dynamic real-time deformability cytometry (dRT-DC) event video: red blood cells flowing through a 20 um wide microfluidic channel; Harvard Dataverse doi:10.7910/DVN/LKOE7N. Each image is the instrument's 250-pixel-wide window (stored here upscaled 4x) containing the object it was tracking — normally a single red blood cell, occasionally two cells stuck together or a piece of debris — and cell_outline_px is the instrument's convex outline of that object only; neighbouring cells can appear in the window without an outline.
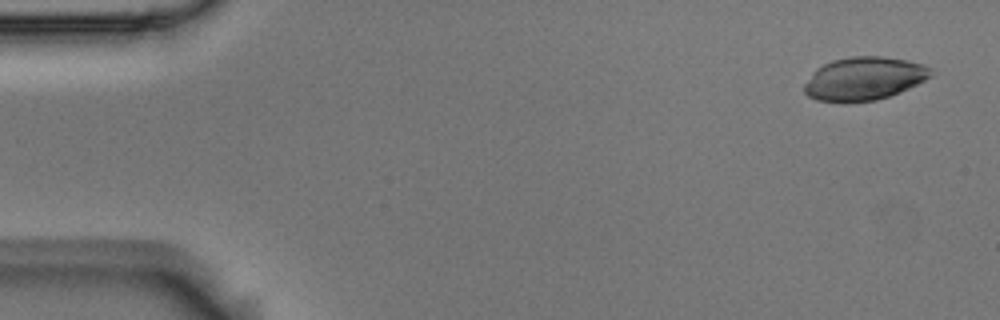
{"species": "Egyptian fruit bat (a non-hibernating species)", "species_latin": "Rousettus aegyptiacus", "temperature_condition": "room temperature", "stored_images_in_passage": 48, "camera_frame_rate_fps": 3000, "um_per_image_px": 0.085, "animal": {"sex": "male"}, "frame": {"image": 1, "passage_image": 1, "time_ms": 0.0, "image_size_px": [1000, 320], "cell_outline_px": [[932, 76], [900, 92], [876, 100], [816, 100], [808, 96], [804, 92], [804, 84], [812, 72], [816, 68], [832, 60], [852, 56], [880, 56], [904, 60], [924, 64], [932, 68]], "centroid_in_image_um": [73.45, 6.65], "position_along_channel_um": 11.6, "area_um2": 31.33}}
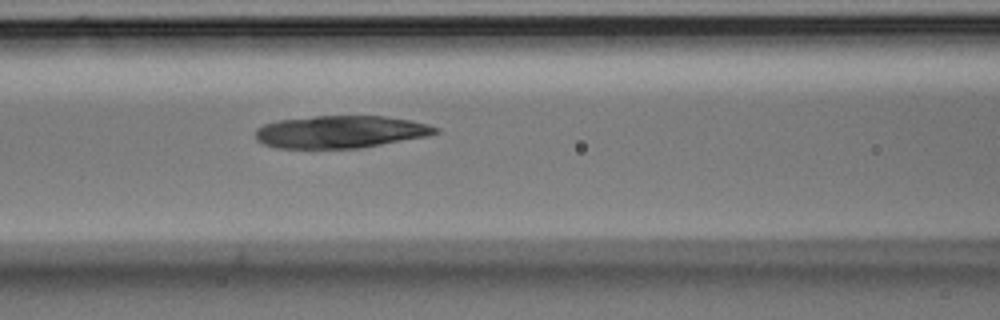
{"frame": {"image": 2, "passage_image": 21, "time_ms": 6.667, "image_size_px": [1000, 320], "cell_outline_px": [[440, 132], [428, 136], [356, 148], [276, 148], [264, 144], [256, 140], [256, 128], [264, 124], [280, 120], [316, 116], [384, 116], [412, 120], [428, 124], [440, 128]], "centroid_in_image_um": [28.96, 11.2], "position_along_channel_um": 137.6, "area_um2": 33.93}}
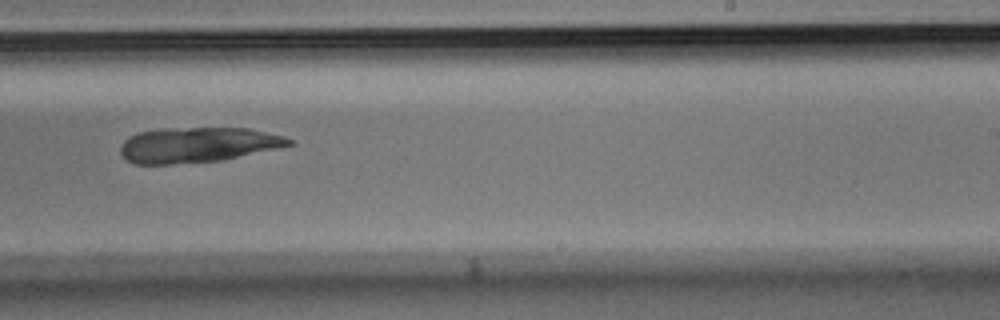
{"frame": {"image": 3, "passage_image": 32, "time_ms": 10.333, "image_size_px": [1000, 320], "cell_outline_px": [[292, 144], [276, 148], [220, 160], [172, 164], [132, 164], [120, 152], [120, 144], [128, 136], [136, 132], [164, 128], [248, 128], [284, 136], [292, 140]], "centroid_in_image_um": [16.72, 12.3], "position_along_channel_um": 272.3, "area_um2": 34.33}}